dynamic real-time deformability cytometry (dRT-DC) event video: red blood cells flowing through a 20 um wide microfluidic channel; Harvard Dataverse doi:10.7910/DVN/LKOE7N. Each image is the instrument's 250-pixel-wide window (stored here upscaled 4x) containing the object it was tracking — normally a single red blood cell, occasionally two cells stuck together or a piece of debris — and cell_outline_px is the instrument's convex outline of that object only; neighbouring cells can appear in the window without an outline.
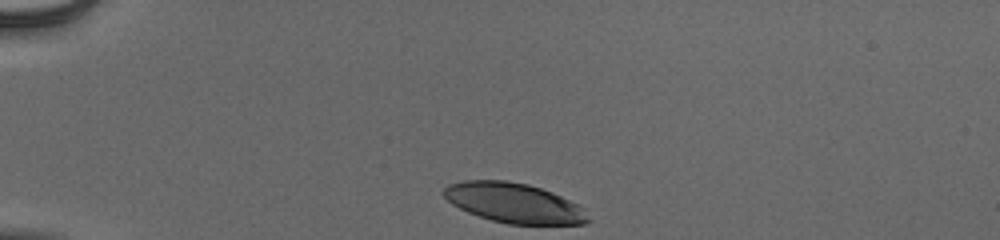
{"species": "human", "species_latin": "Homo sapiens", "temperature_condition": "cold", "stored_images_in_passage": 33, "camera_frame_rate_fps": 3000, "um_per_image_px": 0.085, "donor": {"sex": "male"}, "frame": {"image": 1, "passage_image": 1, "time_ms": 0.0, "image_size_px": [1000, 240], "cell_outline_px": [[592, 220], [584, 224], [508, 224], [492, 220], [468, 212], [452, 204], [440, 192], [448, 184], [464, 180], [504, 180], [528, 184], [552, 192], [584, 208]], "centroid_in_image_um": [43.68, 17.25], "position_along_channel_um": 41.3, "area_um2": 33.47}}
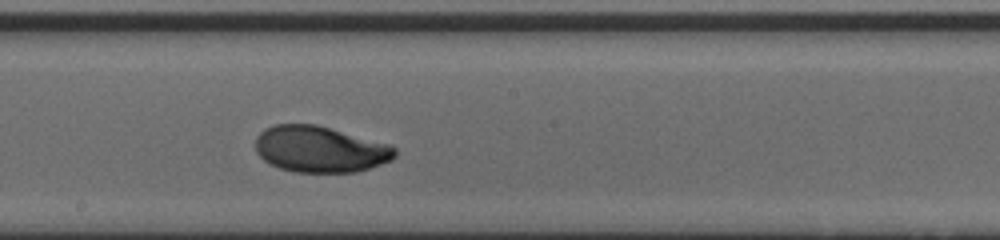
{"frame": {"image": 2, "passage_image": 19, "time_ms": 6.0, "image_size_px": [1000, 240], "cell_outline_px": [[396, 156], [392, 160], [356, 172], [296, 172], [280, 168], [264, 160], [256, 152], [256, 136], [264, 128], [276, 124], [316, 124], [388, 144], [396, 148]], "centroid_in_image_um": [27.19, 12.68], "position_along_channel_um": 221.0, "area_um2": 37.4}}
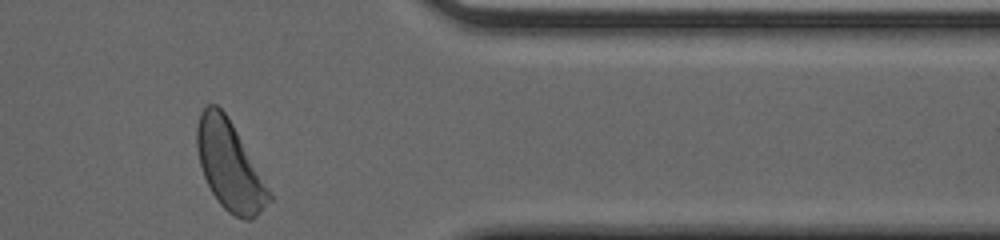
{"frame": {"image": 3, "passage_image": 33, "time_ms": 10.667, "image_size_px": [1000, 240], "cell_outline_px": [[272, 200], [252, 220], [244, 220], [228, 212], [220, 204], [212, 192], [204, 176], [200, 164], [196, 148], [196, 124], [200, 112], [208, 104], [216, 104], [224, 112], [232, 124], [272, 196]], "centroid_in_image_um": [19.48, 14.09], "position_along_channel_um": 391.9, "area_um2": 36.59}, "authors_computed_cell_mechanics": {"area_um2": 37.2232, "velocity_mm_per_s": 3.9027, "shape_relaxation_time_tau1_ms": 2.34, "shape_relaxation_time_tau2_ms": 1.8813, "deformation_change_tau1": 0.1477, "deformation_change_tau2": 0.0578}}